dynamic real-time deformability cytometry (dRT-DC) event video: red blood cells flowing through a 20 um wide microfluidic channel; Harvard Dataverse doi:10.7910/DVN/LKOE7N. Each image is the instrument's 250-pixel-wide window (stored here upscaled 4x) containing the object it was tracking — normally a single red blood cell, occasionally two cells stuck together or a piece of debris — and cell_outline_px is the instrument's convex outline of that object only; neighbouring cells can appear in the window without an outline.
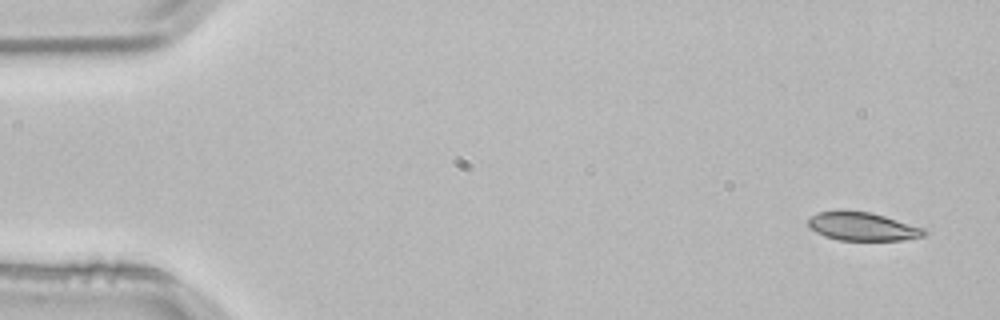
{"species": "common noctule bat (a hibernating species)", "species_latin": "Nyctalus noctula", "temperature_condition": "room temperature", "stored_images_in_passage": 4, "camera_frame_rate_fps": 3000, "um_per_image_px": 0.085, "animal": {"sex": "male", "body_mass_g": 21.5, "forearm_length_mm": 52.0}, "frame": {"image": 1, "passage_image": 1, "time_ms": 0.0, "image_size_px": [1000, 320], "cell_outline_px": [[928, 232], [924, 236], [900, 240], [840, 240], [824, 236], [816, 232], [808, 224], [808, 216], [816, 212], [836, 208], [840, 208], [872, 212], [924, 228]], "centroid_in_image_um": [73.24, 19.2], "position_along_channel_um": 11.8, "area_um2": 19.71}}
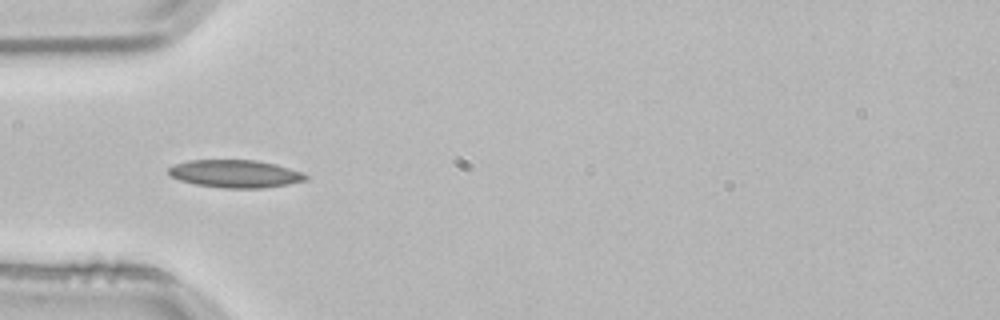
{"frame": {"image": 2, "passage_image": 4, "time_ms": 1.0, "image_size_px": [1000, 320], "cell_outline_px": [[308, 180], [288, 184], [260, 188], [224, 188], [196, 184], [180, 180], [172, 176], [168, 172], [168, 168], [172, 164], [188, 160], [256, 160], [276, 164], [304, 172], [308, 176]], "centroid_in_image_um": [20.02, 14.76], "position_along_channel_um": 65.0, "area_um2": 22.25}}